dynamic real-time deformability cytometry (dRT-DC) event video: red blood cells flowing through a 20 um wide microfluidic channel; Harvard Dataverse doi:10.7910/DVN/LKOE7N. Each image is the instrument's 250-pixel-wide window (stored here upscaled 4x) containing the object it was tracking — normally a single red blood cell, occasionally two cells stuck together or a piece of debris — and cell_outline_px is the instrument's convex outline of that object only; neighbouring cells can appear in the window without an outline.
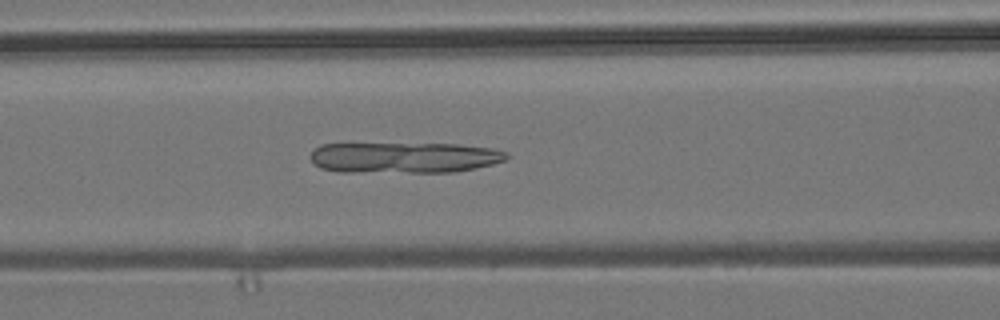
{"species": "common noctule bat (a hibernating species)", "species_latin": "Nyctalus noctula", "temperature_condition": "room temperature", "stored_images_in_passage": 37, "camera_frame_rate_fps": 3000, "um_per_image_px": 0.085, "animal": {"sex": "male", "body_mass_g": 19.2, "forearm_length_mm": 51.8}, "frame": {"image": 1, "passage_image": 11, "time_ms": 3.333, "image_size_px": [1000, 320], "cell_outline_px": [[508, 156], [504, 160], [492, 164], [476, 168], [456, 172], [340, 172], [320, 168], [308, 156], [312, 148], [320, 144], [460, 144], [492, 148], [508, 152]], "centroid_in_image_um": [34.33, 13.39], "position_along_channel_um": 132.3, "area_um2": 35.55}}
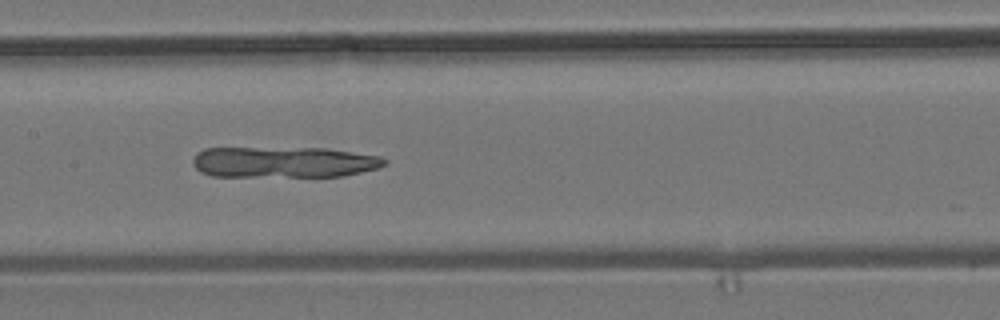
{"frame": {"image": 2, "passage_image": 15, "time_ms": 4.667, "image_size_px": [1000, 320], "cell_outline_px": [[388, 164], [376, 168], [344, 176], [212, 176], [200, 172], [192, 164], [192, 160], [196, 152], [204, 148], [324, 148], [380, 156], [388, 160]], "centroid_in_image_um": [24.09, 13.78], "position_along_channel_um": 183.3, "area_um2": 34.68}}